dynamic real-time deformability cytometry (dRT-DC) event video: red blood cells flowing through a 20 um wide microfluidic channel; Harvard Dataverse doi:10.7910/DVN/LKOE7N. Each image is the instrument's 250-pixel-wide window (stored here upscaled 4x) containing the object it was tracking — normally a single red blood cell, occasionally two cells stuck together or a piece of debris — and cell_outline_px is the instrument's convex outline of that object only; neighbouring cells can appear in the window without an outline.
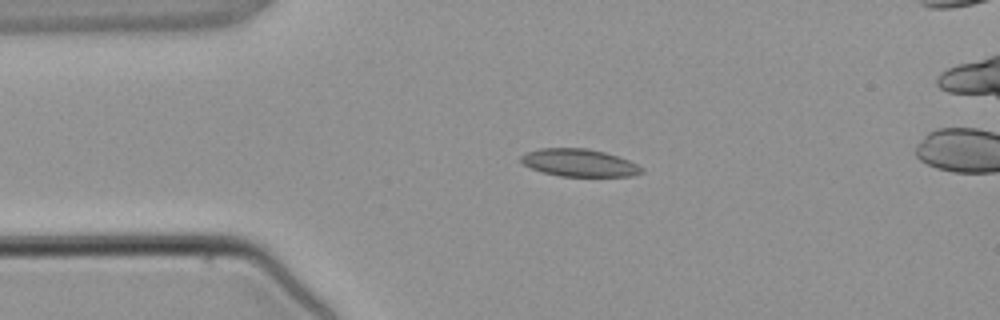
{"species": "common noctule bat (a hibernating species)", "species_latin": "Nyctalus noctula", "temperature_condition": "warm", "stored_images_in_passage": 4, "camera_frame_rate_fps": 3000, "um_per_image_px": 0.085, "animal": {"sex": "male", "body_mass_g": 21.5, "forearm_length_mm": 52.0}, "frame": {"image": 1, "passage_image": 3, "time_ms": 2.333, "image_size_px": [1000, 320], "cell_outline_px": [[644, 172], [632, 176], [560, 176], [544, 172], [532, 168], [524, 164], [520, 160], [520, 156], [524, 152], [540, 148], [588, 148], [604, 152], [628, 160], [644, 168]], "centroid_in_image_um": [49.22, 13.83], "position_along_channel_um": 35.8, "area_um2": 19.31}}